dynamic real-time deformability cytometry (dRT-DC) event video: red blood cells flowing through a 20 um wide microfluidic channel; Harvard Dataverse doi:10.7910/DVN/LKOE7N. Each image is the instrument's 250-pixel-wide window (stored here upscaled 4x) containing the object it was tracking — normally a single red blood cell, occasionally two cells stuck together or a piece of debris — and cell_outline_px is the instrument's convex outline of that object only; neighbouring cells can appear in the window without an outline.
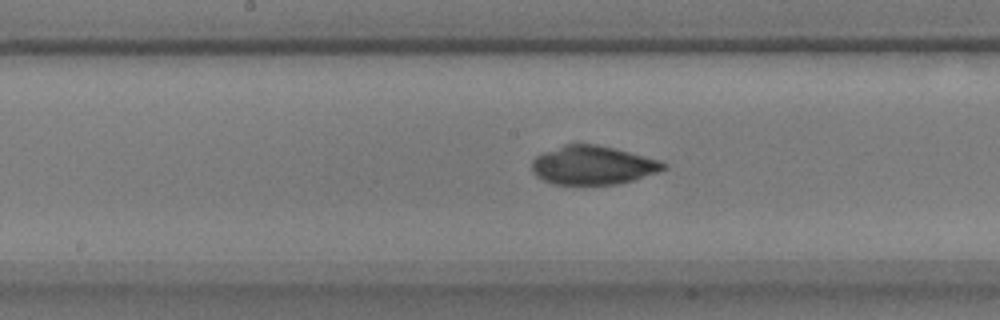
{"species": "common noctule bat (a hibernating species)", "species_latin": "Nyctalus noctula", "temperature_condition": "warm", "stored_images_in_passage": 51, "camera_frame_rate_fps": 3000, "um_per_image_px": 0.085, "animal": {"sex": "male", "body_mass_g": 17.9}, "frame": {"image": 1, "passage_image": 26, "time_ms": 8.333, "image_size_px": [1000, 320], "cell_outline_px": [[668, 168], [632, 180], [616, 184], [552, 184], [536, 176], [532, 172], [532, 160], [536, 156], [544, 152], [564, 144], [596, 144], [660, 160], [668, 164]], "centroid_in_image_um": [50.37, 14.04], "position_along_channel_um": 197.8, "area_um2": 29.42}}
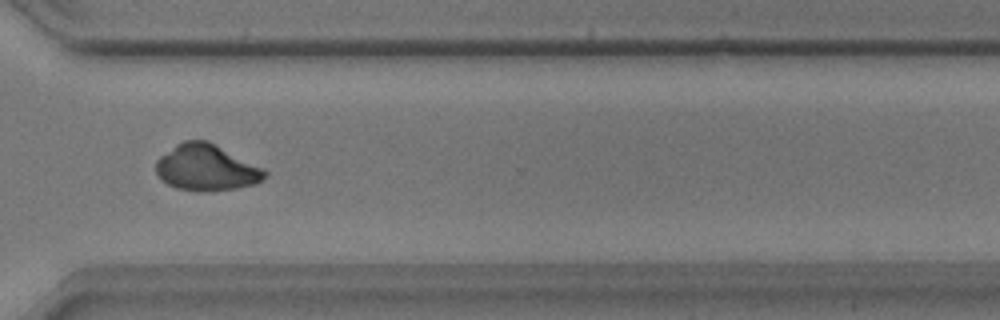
{"frame": {"image": 2, "passage_image": 38, "time_ms": 12.333, "image_size_px": [1000, 320], "cell_outline_px": [[268, 176], [256, 184], [236, 188], [204, 192], [200, 192], [176, 188], [160, 180], [156, 172], [156, 160], [160, 156], [176, 144], [184, 140], [208, 140], [264, 168], [268, 172]], "centroid_in_image_um": [17.55, 14.25], "position_along_channel_um": 353.0, "area_um2": 29.65}}
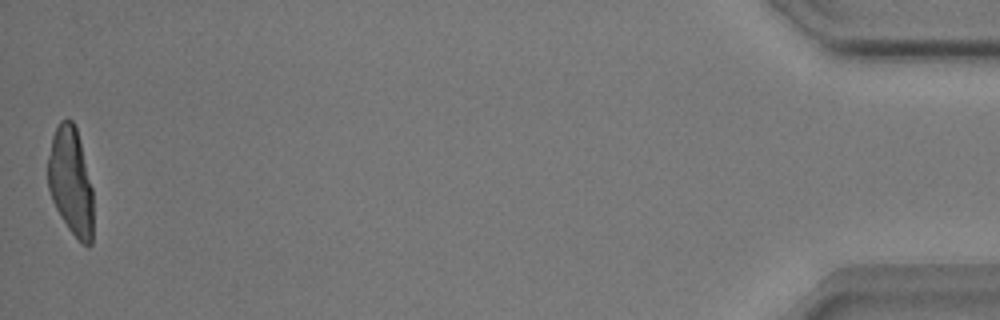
{"frame": {"image": 3, "passage_image": 51, "time_ms": 16.667, "image_size_px": [1000, 320], "cell_outline_px": [[92, 244], [88, 248], [68, 228], [56, 208], [52, 200], [48, 188], [48, 156], [52, 136], [60, 120], [72, 120], [76, 128], [92, 188]], "centroid_in_image_um": [6.0, 15.42], "position_along_channel_um": 429.2, "area_um2": 28.03}, "authors_computed_cell_mechanics": {"area_um2": 29.3046, "velocity_mm_per_s": 3.8857, "shape_relaxation_time_tau1_ms": 7.6279, "shape_relaxation_time_tau2_ms": 1.9219, "deformation_change_tau1": 0.2866, "deformation_change_tau2": 0.051}}